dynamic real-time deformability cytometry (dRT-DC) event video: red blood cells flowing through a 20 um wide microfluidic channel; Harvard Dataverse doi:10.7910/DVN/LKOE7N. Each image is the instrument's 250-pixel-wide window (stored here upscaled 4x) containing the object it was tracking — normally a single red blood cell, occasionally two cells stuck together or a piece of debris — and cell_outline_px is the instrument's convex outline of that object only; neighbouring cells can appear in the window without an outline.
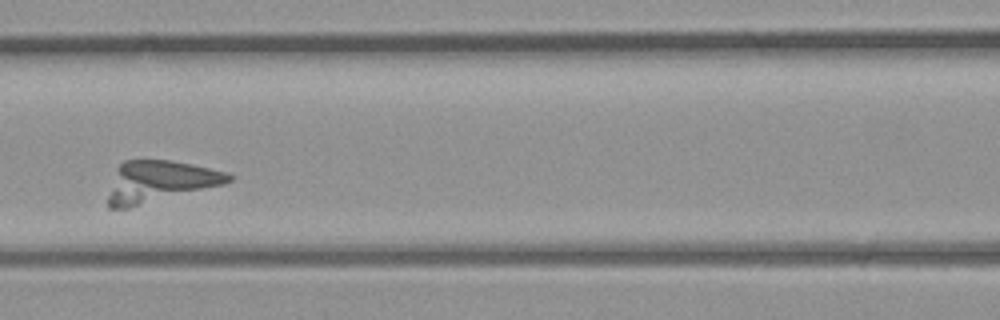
{"species": "common noctule bat (a hibernating species)", "species_latin": "Nyctalus noctula", "temperature_condition": "room temperature", "stored_images_in_passage": 38, "camera_frame_rate_fps": 3000, "um_per_image_px": 0.085, "animal": {"sex": "male", "body_mass_g": 23.1, "forearm_length_mm": 52.7}, "frame": {"image": 1, "passage_image": 16, "time_ms": 5.0, "image_size_px": [1000, 320], "cell_outline_px": [[236, 176], [232, 180], [224, 184], [128, 208], [108, 208], [108, 196], [116, 168], [124, 160], [172, 160], [192, 164], [228, 172]], "centroid_in_image_um": [13.59, 15.42], "position_along_channel_um": 153.0, "area_um2": 29.02}}
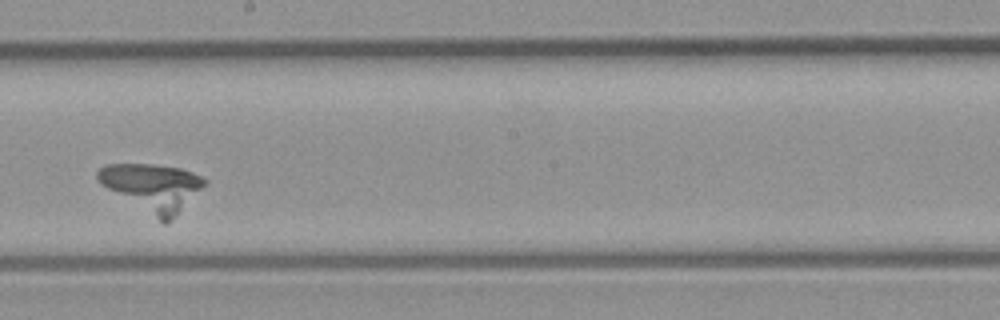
{"frame": {"image": 2, "passage_image": 21, "time_ms": 6.667, "image_size_px": [1000, 320], "cell_outline_px": [[208, 184], [172, 220], [164, 224], [100, 184], [96, 176], [96, 172], [104, 164], [152, 164], [180, 168], [192, 172], [208, 180]], "centroid_in_image_um": [12.99, 15.92], "position_along_channel_um": 235.2, "area_um2": 29.65}}
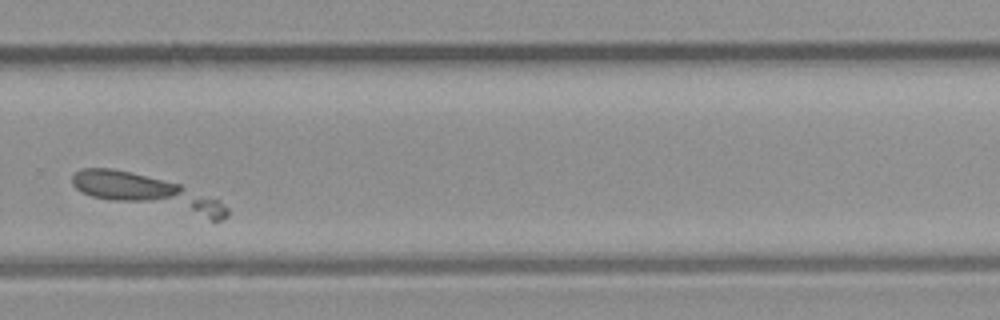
{"frame": {"image": 3, "passage_image": 26, "time_ms": 8.333, "image_size_px": [1000, 320], "cell_outline_px": [[228, 216], [220, 220], [212, 220], [92, 196], [76, 188], [72, 184], [72, 176], [80, 168], [112, 168], [132, 172], [180, 184], [220, 200], [228, 208]], "centroid_in_image_um": [12.58, 16.37], "position_along_channel_um": 317.2, "area_um2": 30.87}}